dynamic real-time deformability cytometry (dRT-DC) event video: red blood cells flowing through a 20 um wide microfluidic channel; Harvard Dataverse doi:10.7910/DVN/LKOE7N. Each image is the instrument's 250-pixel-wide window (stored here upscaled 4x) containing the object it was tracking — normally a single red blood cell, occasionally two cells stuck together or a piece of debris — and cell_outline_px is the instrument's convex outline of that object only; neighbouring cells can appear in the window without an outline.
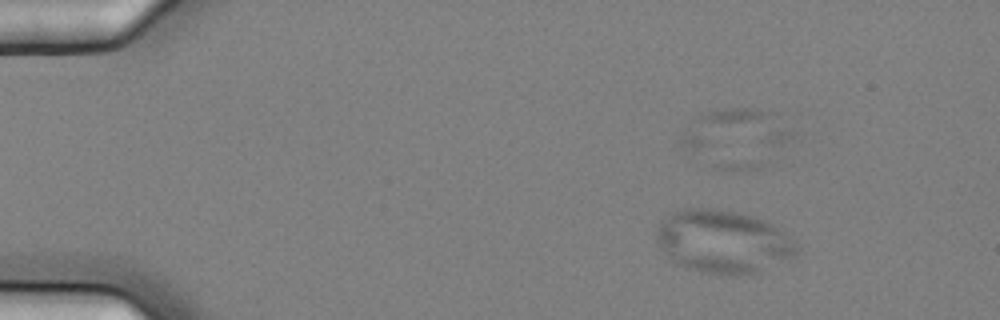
{"species": "common noctule bat (a hibernating species)", "species_latin": "Nyctalus noctula", "temperature_condition": "cold", "stored_images_in_passage": 4, "camera_frame_rate_fps": 3000, "um_per_image_px": 0.085, "animal": {"sex": "female", "body_mass_g": 25.1}, "frame": {"image": 1, "passage_image": 1, "time_ms": 0.0, "image_size_px": [1000, 320], "cell_outline_px": [[796, 252], [792, 256], [760, 272], [736, 276], [704, 272], [684, 268], [676, 264], [660, 248], [656, 236], [656, 232], [660, 224], [672, 212], [684, 208], [716, 208], [740, 212], [764, 220], [772, 224], [792, 240], [796, 248]], "centroid_in_image_um": [61.41, 20.54], "position_along_channel_um": 23.6, "area_um2": 51.15}}